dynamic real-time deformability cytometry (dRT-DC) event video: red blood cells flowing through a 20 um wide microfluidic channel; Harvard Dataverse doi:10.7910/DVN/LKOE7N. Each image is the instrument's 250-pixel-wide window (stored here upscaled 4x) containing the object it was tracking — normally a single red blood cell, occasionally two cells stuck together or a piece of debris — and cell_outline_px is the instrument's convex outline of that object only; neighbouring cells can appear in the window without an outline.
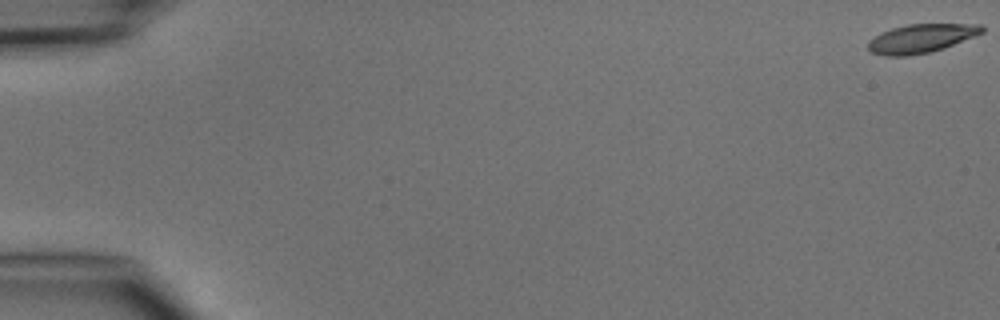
{"species": "common noctule bat (a hibernating species)", "species_latin": "Nyctalus noctula", "temperature_condition": "cold", "stored_images_in_passage": 5, "camera_frame_rate_fps": 3000, "um_per_image_px": 0.085, "animal": {"sex": "male", "body_mass_g": 15.6}, "frame": {"image": 1, "passage_image": 1, "time_ms": 0.0, "image_size_px": [1000, 320], "cell_outline_px": [[984, 32], [944, 48], [928, 52], [908, 56], [884, 56], [872, 52], [868, 48], [868, 40], [880, 32], [892, 28], [908, 24], [980, 24], [984, 28]], "centroid_in_image_um": [78.26, 3.26], "position_along_channel_um": 6.7, "area_um2": 19.02}}
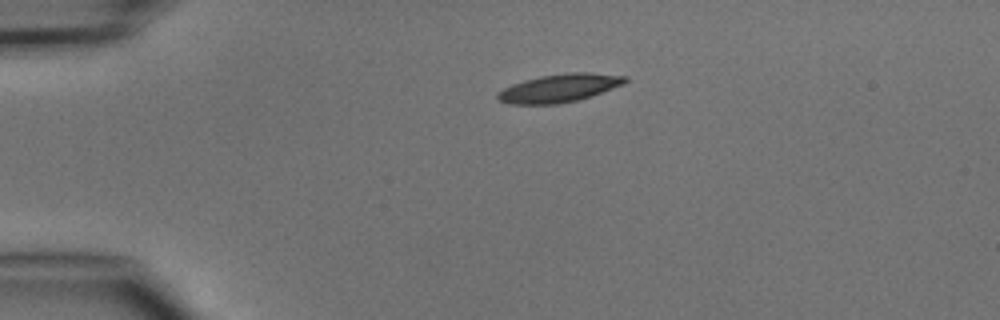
{"frame": {"image": 2, "passage_image": 4, "time_ms": 3.667, "image_size_px": [1000, 320], "cell_outline_px": [[628, 80], [624, 84], [592, 96], [576, 100], [556, 104], [508, 104], [496, 100], [496, 92], [512, 84], [524, 80], [540, 76], [568, 72], [588, 72], [628, 76]], "centroid_in_image_um": [47.52, 7.48], "position_along_channel_um": 37.5, "area_um2": 21.1}}